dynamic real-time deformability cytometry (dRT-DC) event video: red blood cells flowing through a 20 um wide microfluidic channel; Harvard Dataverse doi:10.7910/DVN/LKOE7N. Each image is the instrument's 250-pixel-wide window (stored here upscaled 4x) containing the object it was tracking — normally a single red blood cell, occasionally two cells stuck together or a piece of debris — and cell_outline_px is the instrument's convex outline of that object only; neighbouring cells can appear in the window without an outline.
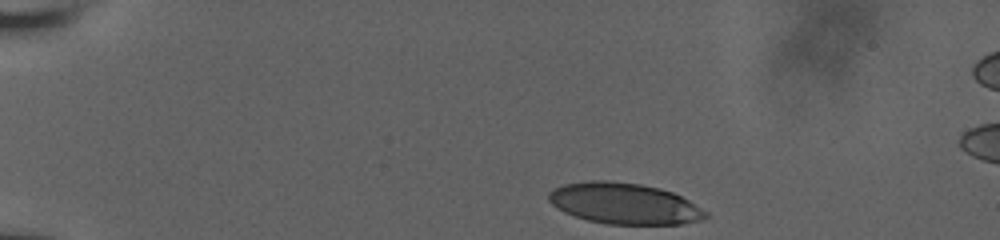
{"species": "human", "species_latin": "Homo sapiens", "temperature_condition": "room temperature", "stored_images_in_passage": 38, "camera_frame_rate_fps": 3000, "um_per_image_px": 0.085, "donor": {"sex": "male"}, "frame": {"image": 1, "passage_image": 1, "time_ms": 0.0, "image_size_px": [1000, 240], "cell_outline_px": [[708, 216], [700, 220], [680, 224], [608, 224], [588, 220], [564, 212], [552, 204], [548, 200], [548, 192], [564, 184], [588, 180], [608, 180], [640, 184], [660, 188], [672, 192], [688, 200], [708, 212]], "centroid_in_image_um": [53.05, 17.29], "position_along_channel_um": 31.9, "area_um2": 37.45}}
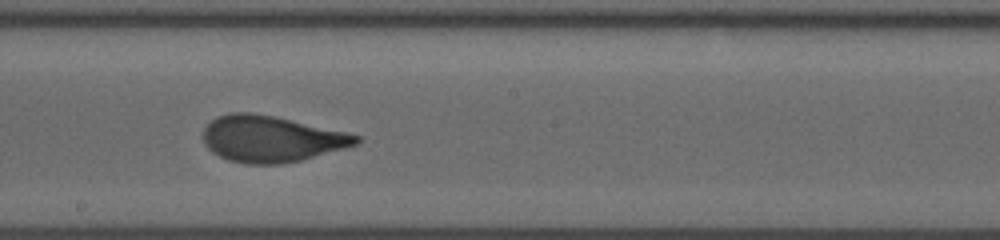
{"frame": {"image": 2, "passage_image": 23, "time_ms": 7.333, "image_size_px": [1000, 240], "cell_outline_px": [[364, 136], [356, 144], [344, 148], [300, 160], [280, 164], [248, 164], [228, 160], [212, 152], [204, 144], [204, 128], [216, 116], [228, 112], [252, 112], [276, 116]], "centroid_in_image_um": [23.04, 11.79], "position_along_channel_um": 225.2, "area_um2": 41.27}}
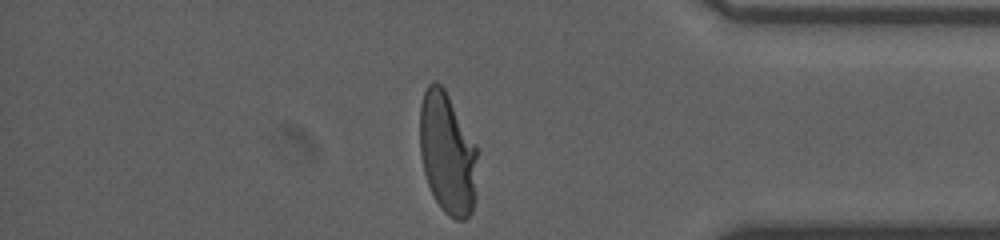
{"frame": {"image": 3, "passage_image": 38, "time_ms": 12.333, "image_size_px": [1000, 240], "cell_outline_px": [[476, 156], [472, 212], [464, 220], [456, 220], [448, 216], [444, 212], [436, 200], [428, 184], [424, 172], [420, 152], [420, 104], [424, 92], [428, 84], [432, 80], [436, 80], [444, 88], [476, 144]], "centroid_in_image_um": [37.99, 12.99], "position_along_channel_um": 397.2, "area_um2": 40.4}, "authors_computed_cell_mechanics": {"area_um2": 40.9224, "velocity_mm_per_s": 3.8214, "shape_relaxation_time_tau1_ms": 4.9477, "shape_relaxation_time_tau2_ms": null, "deformation_change_tau1": 0.2015, "deformation_change_tau2": null}}